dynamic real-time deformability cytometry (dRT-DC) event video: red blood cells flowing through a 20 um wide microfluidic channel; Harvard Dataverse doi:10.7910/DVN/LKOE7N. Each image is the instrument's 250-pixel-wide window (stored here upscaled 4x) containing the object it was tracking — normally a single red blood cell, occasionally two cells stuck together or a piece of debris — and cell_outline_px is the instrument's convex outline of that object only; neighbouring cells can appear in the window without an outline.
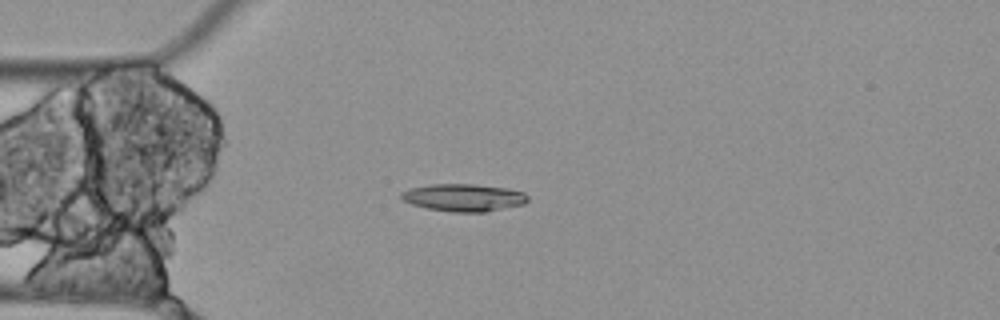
{"species": "Egyptian fruit bat (a non-hibernating species)", "species_latin": "Rousettus aegyptiacus", "temperature_condition": "cold", "stored_images_in_passage": 3, "camera_frame_rate_fps": 3000, "um_per_image_px": 0.085, "animal": {"sex": "female"}, "frame": {"image": 1, "passage_image": 3, "time_ms": 0.667, "image_size_px": [1000, 320], "cell_outline_px": [[528, 200], [524, 204], [484, 212], [452, 212], [428, 208], [412, 204], [404, 200], [400, 196], [400, 192], [408, 188], [428, 184], [472, 184], [508, 188], [524, 192], [528, 196]], "centroid_in_image_um": [39.4, 16.78], "position_along_channel_um": 45.6, "area_um2": 20.29}}